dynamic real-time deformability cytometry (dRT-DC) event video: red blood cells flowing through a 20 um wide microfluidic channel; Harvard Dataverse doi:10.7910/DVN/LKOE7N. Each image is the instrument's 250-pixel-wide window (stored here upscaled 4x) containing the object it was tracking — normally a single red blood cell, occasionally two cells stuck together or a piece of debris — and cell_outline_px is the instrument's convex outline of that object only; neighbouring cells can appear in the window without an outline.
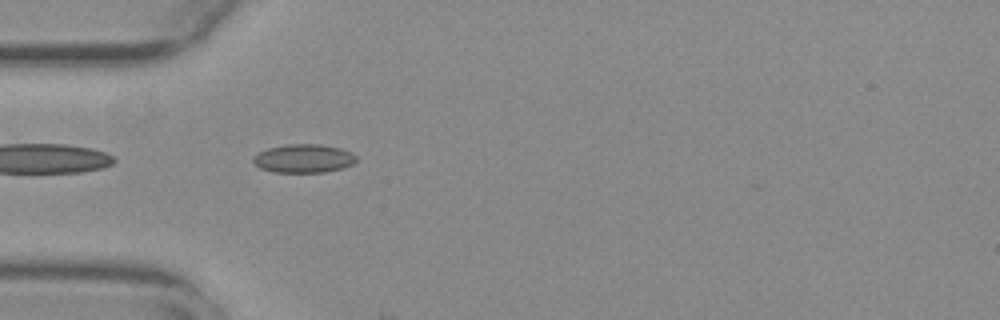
{"species": "common noctule bat (a hibernating species)", "species_latin": "Nyctalus noctula", "temperature_condition": "warm", "stored_images_in_passage": 3, "camera_frame_rate_fps": 3000, "um_per_image_px": 0.085, "animal": {"sex": "female", "body_mass_g": 29.2, "forearm_length_mm": 56.3}, "frame": {"image": 1, "passage_image": 2, "time_ms": 0.333, "image_size_px": [1000, 320], "cell_outline_px": [[356, 160], [352, 164], [340, 168], [324, 172], [276, 172], [260, 168], [252, 160], [252, 156], [268, 148], [288, 144], [320, 144], [340, 148], [356, 156]], "centroid_in_image_um": [25.78, 13.46], "position_along_channel_um": 59.2, "area_um2": 16.88}}